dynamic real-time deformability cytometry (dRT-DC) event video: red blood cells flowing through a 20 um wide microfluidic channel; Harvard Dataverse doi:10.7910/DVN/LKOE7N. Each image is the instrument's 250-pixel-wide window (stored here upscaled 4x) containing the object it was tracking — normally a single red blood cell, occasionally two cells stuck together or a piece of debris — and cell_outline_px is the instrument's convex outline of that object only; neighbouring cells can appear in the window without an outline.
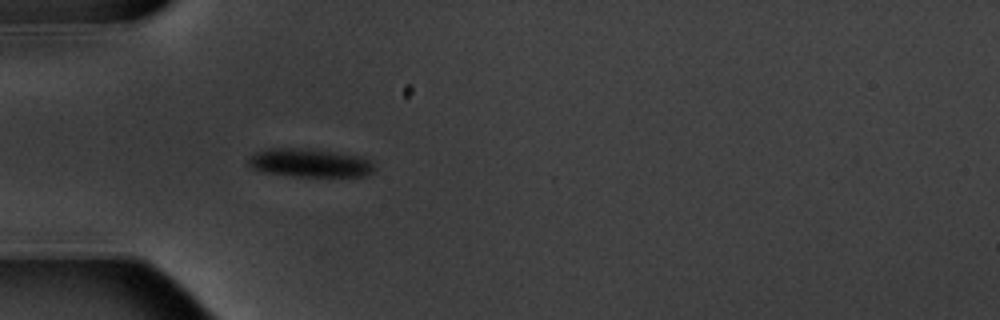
{"species": "common noctule bat (a hibernating species)", "species_latin": "Nyctalus noctula", "temperature_condition": "warm", "stored_images_in_passage": 5, "camera_frame_rate_fps": 3000, "um_per_image_px": 0.085, "animal": {"sex": "male", "body_mass_g": 20.1, "forearm_length_mm": 53.5}, "frame": {"image": 1, "passage_image": 5, "time_ms": 5.333, "image_size_px": [1000, 320], "cell_outline_px": [[376, 168], [372, 172], [364, 176], [292, 176], [260, 172], [248, 160], [252, 152], [268, 148], [308, 148], [336, 152], [360, 156], [368, 160]], "centroid_in_image_um": [26.31, 13.83], "position_along_channel_um": 58.7, "area_um2": 20.87}}